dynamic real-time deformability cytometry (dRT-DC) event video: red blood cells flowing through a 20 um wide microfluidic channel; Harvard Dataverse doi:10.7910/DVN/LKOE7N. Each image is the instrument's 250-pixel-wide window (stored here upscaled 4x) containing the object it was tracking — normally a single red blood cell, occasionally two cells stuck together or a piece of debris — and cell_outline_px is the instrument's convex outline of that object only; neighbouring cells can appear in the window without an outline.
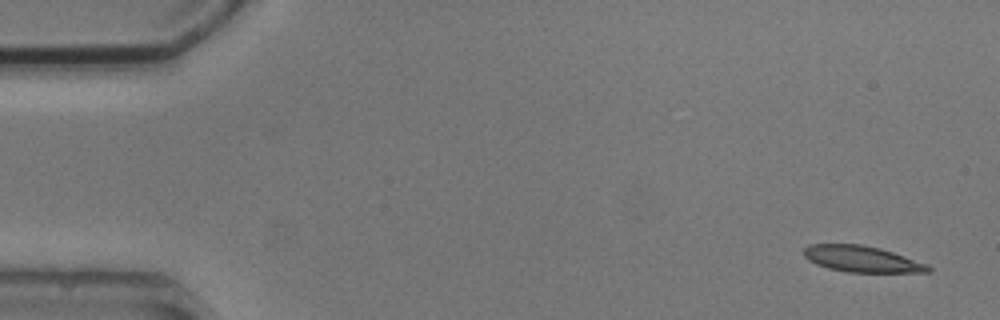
{"species": "common noctule bat (a hibernating species)", "species_latin": "Nyctalus noctula", "temperature_condition": "cold", "stored_images_in_passage": 6, "camera_frame_rate_fps": 3000, "um_per_image_px": 0.085, "animal": {"sex": "male", "body_mass_g": 20.5, "forearm_length_mm": 52.5}, "frame": {"image": 1, "passage_image": 1, "time_ms": 0.0, "image_size_px": [1000, 320], "cell_outline_px": [[932, 272], [848, 272], [828, 268], [816, 264], [808, 260], [804, 256], [804, 248], [808, 244], [860, 244], [880, 248], [928, 264], [932, 268]], "centroid_in_image_um": [73.25, 22.01], "position_along_channel_um": 11.7, "area_um2": 18.96}}
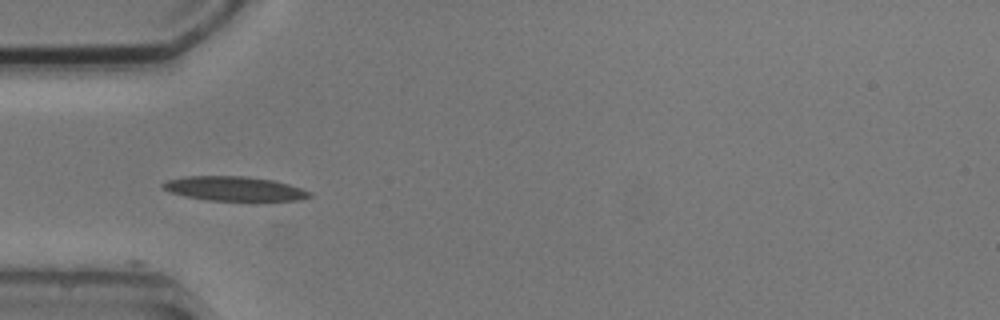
{"frame": {"image": 2, "passage_image": 5, "time_ms": 4.667, "image_size_px": [1000, 320], "cell_outline_px": [[312, 196], [300, 200], [208, 200], [184, 196], [160, 188], [160, 184], [168, 180], [184, 176], [244, 176], [276, 180], [312, 192]], "centroid_in_image_um": [19.9, 16.02], "position_along_channel_um": 65.1, "area_um2": 20.81}}